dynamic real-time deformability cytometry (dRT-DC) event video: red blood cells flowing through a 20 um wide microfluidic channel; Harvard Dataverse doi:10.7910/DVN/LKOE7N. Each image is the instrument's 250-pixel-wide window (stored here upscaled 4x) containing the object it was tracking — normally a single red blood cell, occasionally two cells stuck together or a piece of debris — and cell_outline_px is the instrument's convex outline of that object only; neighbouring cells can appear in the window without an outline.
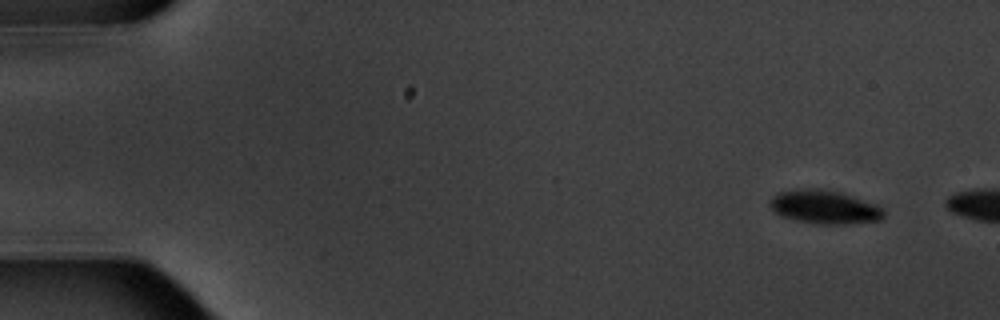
{"species": "common noctule bat (a hibernating species)", "species_latin": "Nyctalus noctula", "temperature_condition": "warm", "stored_images_in_passage": 2, "camera_frame_rate_fps": 3000, "um_per_image_px": 0.085, "animal": {"sex": "male", "body_mass_g": 20.1, "forearm_length_mm": 53.5}, "frame": {"image": 1, "passage_image": 1, "time_ms": 0.0, "image_size_px": [1000, 320], "cell_outline_px": [[884, 216], [880, 220], [844, 224], [816, 224], [796, 220], [780, 216], [768, 204], [772, 196], [780, 192], [800, 188], [820, 188], [840, 192], [876, 204], [884, 208]], "centroid_in_image_um": [70.07, 17.59], "position_along_channel_um": 14.9, "area_um2": 22.37}}